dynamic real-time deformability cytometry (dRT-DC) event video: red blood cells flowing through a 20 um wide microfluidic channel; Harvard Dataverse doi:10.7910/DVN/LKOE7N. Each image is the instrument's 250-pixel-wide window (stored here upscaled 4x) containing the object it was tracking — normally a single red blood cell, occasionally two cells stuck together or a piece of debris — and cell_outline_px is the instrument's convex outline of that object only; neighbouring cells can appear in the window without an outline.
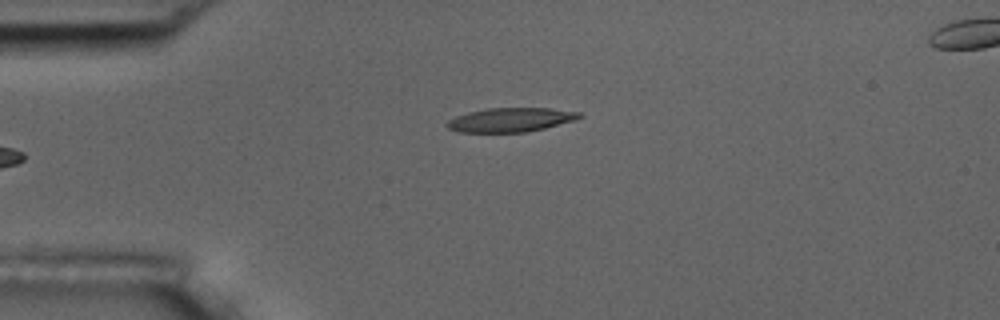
{"species": "common noctule bat (a hibernating species)", "species_latin": "Nyctalus noctula", "temperature_condition": "room temperature", "stored_images_in_passage": 3, "camera_frame_rate_fps": 3000, "um_per_image_px": 0.085, "animal": {"sex": "male", "body_mass_g": 17.5, "forearm_length_mm": 52.3}, "frame": {"image": 1, "passage_image": 3, "time_ms": 2.333, "image_size_px": [1000, 320], "cell_outline_px": [[584, 116], [576, 120], [544, 128], [524, 132], [460, 132], [448, 128], [444, 124], [448, 120], [456, 116], [468, 112], [488, 108], [548, 108], [580, 112]], "centroid_in_image_um": [43.4, 10.18], "position_along_channel_um": 41.6, "area_um2": 18.55}}